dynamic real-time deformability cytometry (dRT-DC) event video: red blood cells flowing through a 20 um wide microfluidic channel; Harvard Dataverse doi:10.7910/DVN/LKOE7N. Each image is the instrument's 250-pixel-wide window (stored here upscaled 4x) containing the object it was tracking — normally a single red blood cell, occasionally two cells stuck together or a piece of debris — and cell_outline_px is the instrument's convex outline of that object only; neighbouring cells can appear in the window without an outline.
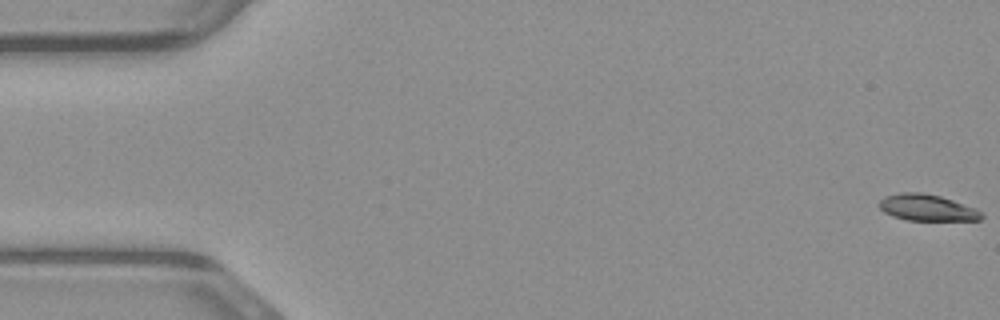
{"species": "common noctule bat (a hibernating species)", "species_latin": "Nyctalus noctula", "temperature_condition": "warm", "stored_images_in_passage": 49, "camera_frame_rate_fps": 3000, "um_per_image_px": 0.085, "animal": {"sex": "male", "body_mass_g": 23.1, "forearm_length_mm": 52.7}, "frame": {"image": 1, "passage_image": 1, "time_ms": 0.0, "image_size_px": [1000, 320], "cell_outline_px": [[984, 216], [980, 220], [908, 220], [892, 216], [884, 212], [880, 208], [880, 200], [884, 196], [900, 192], [920, 192], [940, 196], [976, 208], [984, 212]], "centroid_in_image_um": [78.82, 17.65], "position_along_channel_um": 6.2, "area_um2": 15.78}}
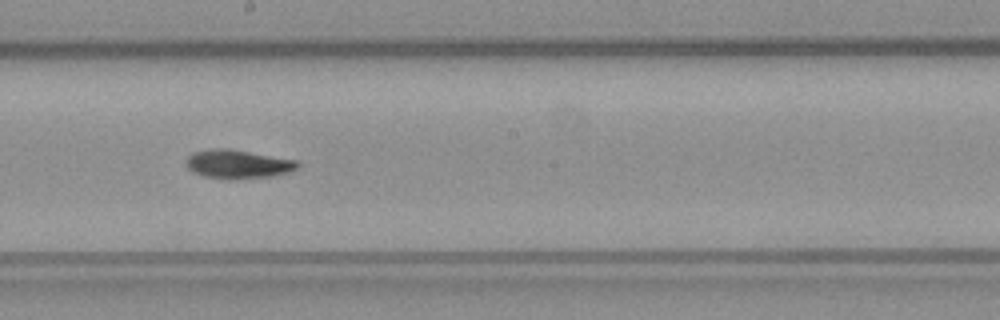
{"frame": {"image": 2, "passage_image": 27, "time_ms": 8.667, "image_size_px": [1000, 320], "cell_outline_px": [[300, 168], [288, 172], [272, 176], [204, 176], [192, 172], [184, 164], [184, 160], [192, 152], [212, 148], [228, 148], [300, 160]], "centroid_in_image_um": [20.23, 13.88], "position_along_channel_um": 228.0, "area_um2": 18.21}}
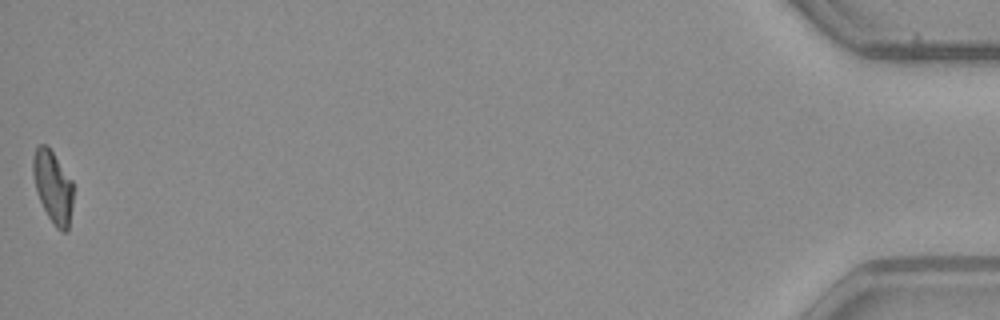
{"frame": {"image": 3, "passage_image": 49, "time_ms": 16.0, "image_size_px": [1000, 320], "cell_outline_px": [[72, 204], [68, 228], [64, 232], [60, 232], [56, 228], [48, 216], [40, 200], [36, 188], [32, 172], [32, 160], [36, 144], [48, 144], [72, 180]], "centroid_in_image_um": [4.48, 15.82], "position_along_channel_um": 430.7, "area_um2": 16.94}}